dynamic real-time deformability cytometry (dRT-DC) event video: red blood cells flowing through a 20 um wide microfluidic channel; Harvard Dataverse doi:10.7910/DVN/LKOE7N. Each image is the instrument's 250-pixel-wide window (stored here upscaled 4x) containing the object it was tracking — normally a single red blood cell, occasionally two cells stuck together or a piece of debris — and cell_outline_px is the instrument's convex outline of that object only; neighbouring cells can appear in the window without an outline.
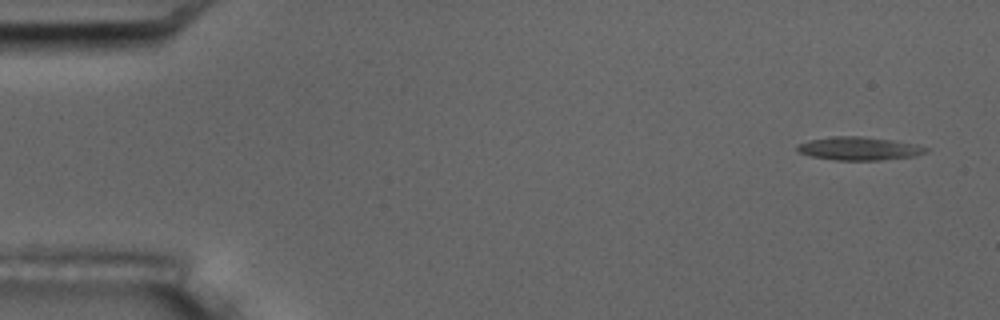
{"species": "common noctule bat (a hibernating species)", "species_latin": "Nyctalus noctula", "temperature_condition": "room temperature", "stored_images_in_passage": 4, "camera_frame_rate_fps": 3000, "um_per_image_px": 0.085, "animal": {"sex": "male", "body_mass_g": 17.5, "forearm_length_mm": 52.3}, "frame": {"image": 1, "passage_image": 1, "time_ms": 0.0, "image_size_px": [1000, 320], "cell_outline_px": [[928, 152], [916, 156], [880, 160], [836, 160], [812, 156], [800, 152], [796, 148], [800, 144], [812, 140], [832, 136], [860, 136], [916, 144], [928, 148]], "centroid_in_image_um": [73.07, 12.63], "position_along_channel_um": 11.9, "area_um2": 17.11}}
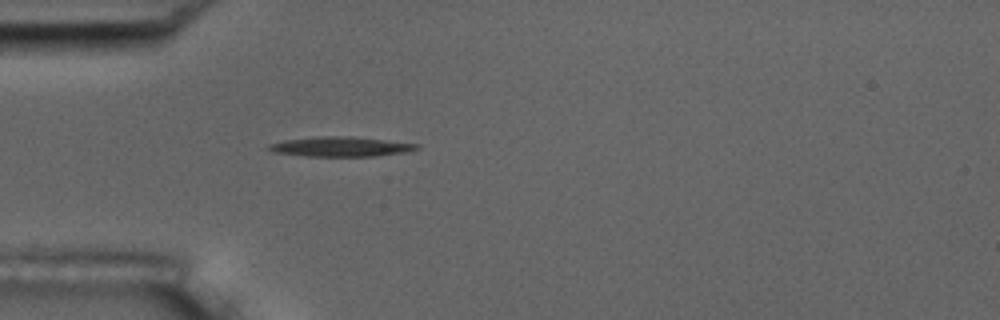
{"frame": {"image": 2, "passage_image": 4, "time_ms": 4.333, "image_size_px": [1000, 320], "cell_outline_px": [[420, 148], [404, 152], [372, 156], [304, 156], [272, 152], [264, 148], [268, 144], [284, 140], [316, 136], [348, 136], [420, 144]], "centroid_in_image_um": [28.86, 12.46], "position_along_channel_um": 56.1, "area_um2": 17.05}}